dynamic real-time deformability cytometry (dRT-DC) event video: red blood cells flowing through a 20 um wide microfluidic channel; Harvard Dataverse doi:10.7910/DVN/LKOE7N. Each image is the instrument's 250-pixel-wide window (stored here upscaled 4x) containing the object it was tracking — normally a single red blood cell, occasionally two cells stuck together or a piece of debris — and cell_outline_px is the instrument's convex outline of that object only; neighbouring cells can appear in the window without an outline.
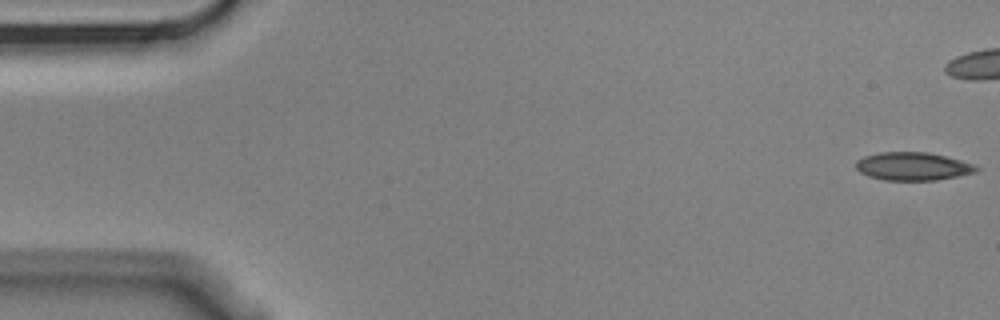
{"species": "Egyptian fruit bat (a non-hibernating species)", "species_latin": "Rousettus aegyptiacus", "temperature_condition": "cold", "stored_images_in_passage": 5, "camera_frame_rate_fps": 3000, "um_per_image_px": 0.085, "animal": {"sex": "male"}, "frame": {"image": 1, "passage_image": 1, "time_ms": 0.0, "image_size_px": [1000, 320], "cell_outline_px": [[980, 168], [976, 172], [936, 180], [884, 180], [868, 176], [860, 172], [856, 168], [856, 160], [864, 156], [880, 152], [928, 152], [960, 160], [972, 164]], "centroid_in_image_um": [77.56, 14.13], "position_along_channel_um": 7.4, "area_um2": 19.59}}